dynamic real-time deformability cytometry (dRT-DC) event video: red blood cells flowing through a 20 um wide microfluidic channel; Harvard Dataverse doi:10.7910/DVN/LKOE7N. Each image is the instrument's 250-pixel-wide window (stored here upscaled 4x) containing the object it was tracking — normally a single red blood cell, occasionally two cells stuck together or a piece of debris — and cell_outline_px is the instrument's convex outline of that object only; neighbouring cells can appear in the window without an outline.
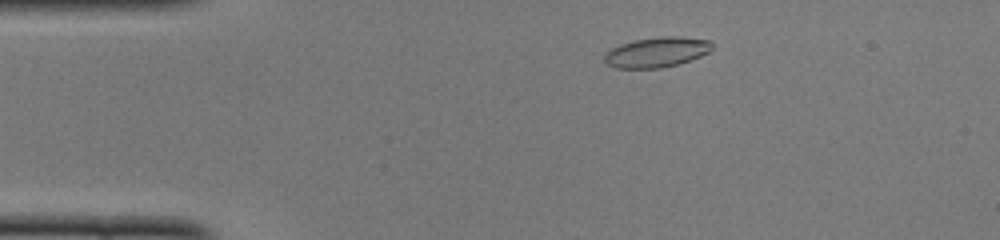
{"species": "common noctule bat (a hibernating species)", "species_latin": "Nyctalus noctula", "temperature_condition": "cold", "stored_images_in_passage": 46, "camera_frame_rate_fps": 3000, "um_per_image_px": 0.085, "animal": {"sex": "female", "body_mass_g": 22.0, "forearm_length_mm": 56.7}, "frame": {"image": 1, "passage_image": 5, "time_ms": 1.333, "image_size_px": [1000, 240], "cell_outline_px": [[712, 48], [708, 52], [700, 56], [676, 64], [660, 68], [616, 68], [608, 64], [604, 60], [604, 56], [612, 48], [620, 44], [636, 40], [660, 36], [680, 36], [712, 40]], "centroid_in_image_um": [55.84, 4.42], "position_along_channel_um": 29.2, "area_um2": 18.73}}
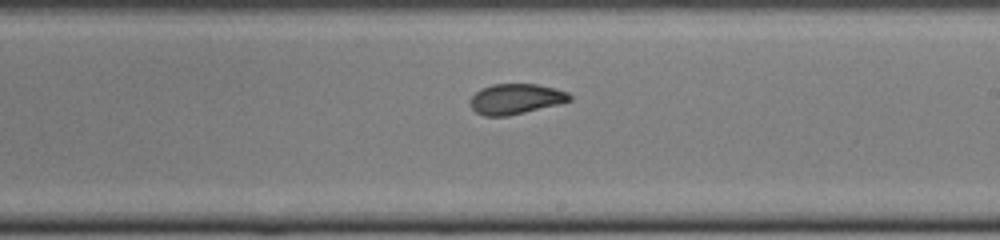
{"frame": {"image": 2, "passage_image": 25, "time_ms": 8.0, "image_size_px": [1000, 240], "cell_outline_px": [[572, 100], [560, 104], [508, 116], [484, 116], [476, 112], [468, 104], [472, 96], [480, 88], [492, 84], [536, 84], [556, 88], [568, 92], [572, 96]], "centroid_in_image_um": [43.84, 8.41], "position_along_channel_um": 245.2, "area_um2": 17.8}}
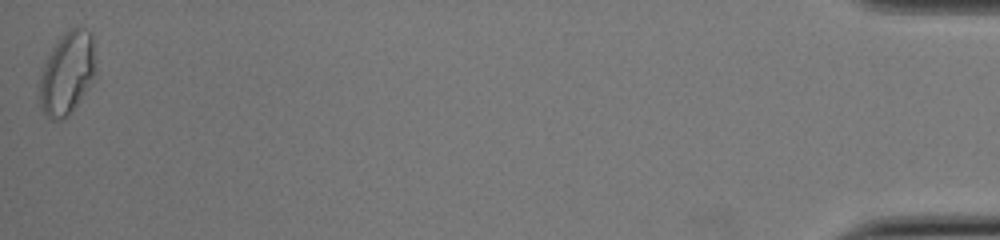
{"frame": {"image": 3, "passage_image": 46, "time_ms": 15.0, "image_size_px": [1000, 240], "cell_outline_px": [[96, 76], [72, 112], [68, 116], [60, 120], [52, 120], [40, 108], [36, 96], [36, 88], [40, 68], [52, 48], [60, 36], [72, 28], [84, 28], [92, 32], [96, 68]], "centroid_in_image_um": [5.65, 6.25], "position_along_channel_um": 429.5, "area_um2": 28.09}, "authors_computed_cell_mechanics": {"area_um2": 18.7561, "velocity_mm_per_s": 3.9776, "shape_relaxation_time_tau1_ms": null, "shape_relaxation_time_tau2_ms": 1.5486, "deformation_change_tau1": null, "deformation_change_tau2": 0.0651}}